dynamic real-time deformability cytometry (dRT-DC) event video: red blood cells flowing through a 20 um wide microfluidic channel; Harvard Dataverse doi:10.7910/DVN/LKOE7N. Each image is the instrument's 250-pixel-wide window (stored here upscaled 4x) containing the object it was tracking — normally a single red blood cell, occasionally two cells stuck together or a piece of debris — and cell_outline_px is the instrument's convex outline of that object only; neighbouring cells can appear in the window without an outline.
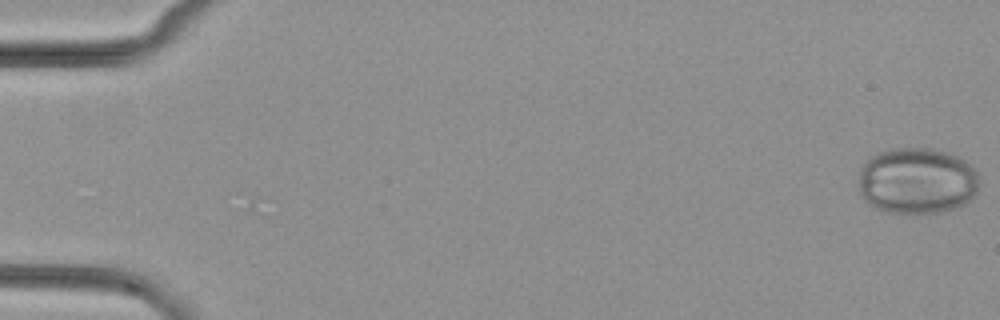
{"species": "common noctule bat (a hibernating species)", "species_latin": "Nyctalus noctula", "temperature_condition": "cold", "stored_images_in_passage": 53, "camera_frame_rate_fps": 3000, "um_per_image_px": 0.085, "animal": {"sex": "female", "body_mass_g": 29.2, "forearm_length_mm": 56.3}, "frame": {"image": 1, "passage_image": 1, "time_ms": 0.0, "image_size_px": [1000, 320], "cell_outline_px": [[976, 196], [964, 204], [940, 212], [912, 216], [884, 212], [872, 208], [864, 200], [860, 192], [860, 168], [868, 156], [892, 148], [928, 148], [948, 152], [960, 156], [976, 172]], "centroid_in_image_um": [77.89, 15.4], "position_along_channel_um": 7.1, "area_um2": 47.45}}
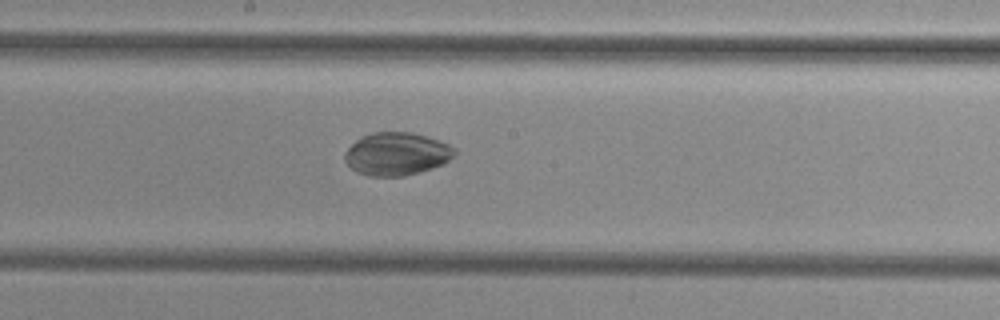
{"frame": {"image": 2, "passage_image": 29, "time_ms": 9.333, "image_size_px": [1000, 320], "cell_outline_px": [[456, 152], [444, 164], [420, 172], [404, 176], [368, 176], [356, 172], [344, 160], [344, 152], [360, 136], [372, 132], [412, 132], [428, 136], [448, 144], [456, 148]], "centroid_in_image_um": [33.7, 13.07], "position_along_channel_um": 214.5, "area_um2": 27.63}}
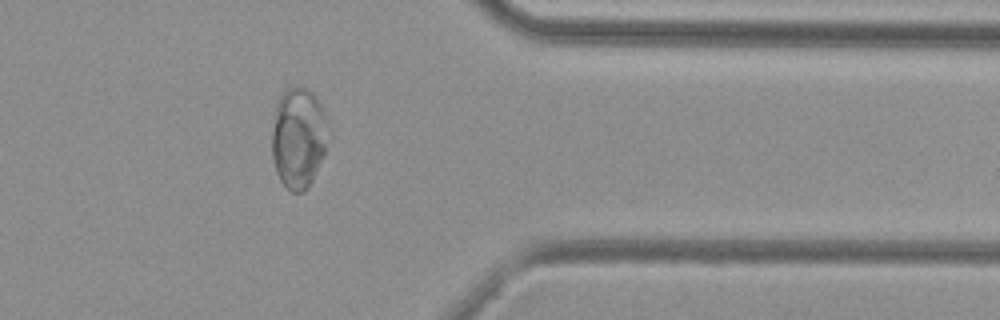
{"frame": {"image": 3, "passage_image": 43, "time_ms": 14.0, "image_size_px": [1000, 320], "cell_outline_px": [[332, 132], [324, 156], [308, 188], [304, 192], [292, 192], [280, 180], [276, 172], [272, 160], [272, 116], [276, 104], [280, 96], [288, 88], [304, 84], [316, 96], [320, 104]], "centroid_in_image_um": [25.39, 11.68], "position_along_channel_um": 386.0, "area_um2": 34.1}}